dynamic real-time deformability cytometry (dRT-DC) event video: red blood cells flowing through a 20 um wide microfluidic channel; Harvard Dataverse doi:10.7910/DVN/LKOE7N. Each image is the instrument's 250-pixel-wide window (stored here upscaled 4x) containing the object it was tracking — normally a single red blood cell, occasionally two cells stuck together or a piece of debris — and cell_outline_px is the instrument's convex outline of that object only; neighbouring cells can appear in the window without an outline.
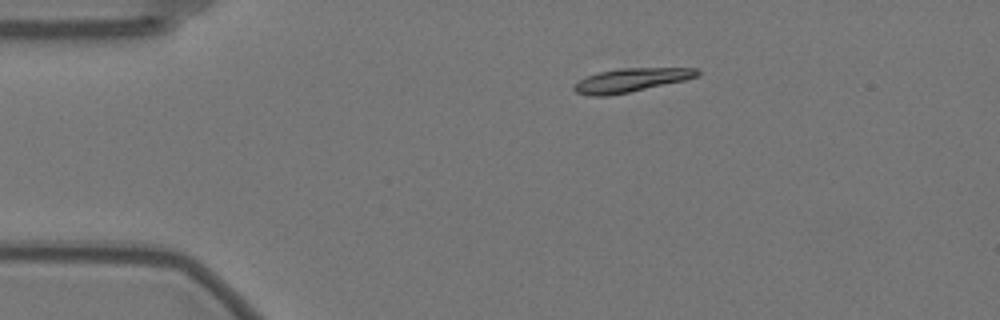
{"species": "Egyptian fruit bat (a non-hibernating species)", "species_latin": "Rousettus aegyptiacus", "temperature_condition": "warm", "stored_images_in_passage": 48, "camera_frame_rate_fps": 3000, "um_per_image_px": 0.085, "animal": {"sex": "female"}, "frame": {"image": 1, "passage_image": 1, "time_ms": 0.0, "image_size_px": [1000, 320], "cell_outline_px": [[700, 76], [684, 80], [628, 92], [608, 96], [588, 96], [576, 92], [572, 88], [572, 84], [588, 76], [600, 72], [620, 68], [700, 68]], "centroid_in_image_um": [53.63, 6.81], "position_along_channel_um": 31.4, "area_um2": 16.94}}
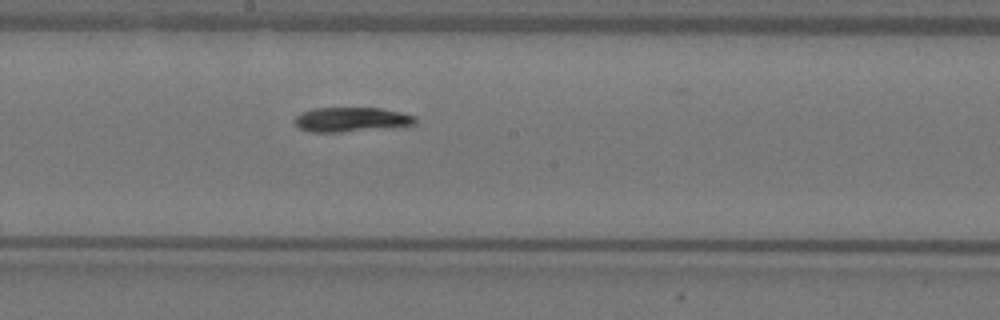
{"frame": {"image": 2, "passage_image": 21, "time_ms": 6.667, "image_size_px": [1000, 320], "cell_outline_px": [[416, 124], [340, 132], [312, 132], [300, 128], [292, 120], [300, 112], [312, 108], [380, 108], [400, 112], [416, 116]], "centroid_in_image_um": [29.8, 10.14], "position_along_channel_um": 218.4, "area_um2": 17.05}}
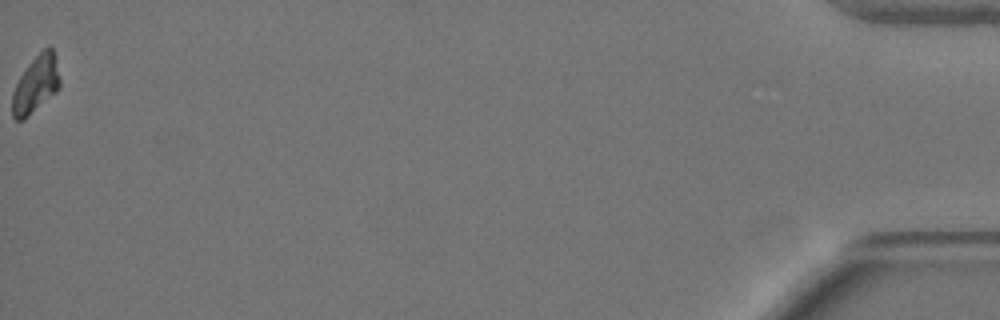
{"frame": {"image": 3, "passage_image": 48, "time_ms": 15.667, "image_size_px": [1000, 320], "cell_outline_px": [[60, 88], [56, 92], [28, 116], [20, 120], [16, 120], [12, 116], [12, 92], [20, 76], [28, 64], [48, 44], [52, 48], [56, 56], [60, 80]], "centroid_in_image_um": [3.06, 7.14], "position_along_channel_um": 432.1, "area_um2": 15.84}, "authors_computed_cell_mechanics": {"area_um2": 17.1377, "velocity_mm_per_s": 3.5146, "shape_relaxation_time_tau1_ms": 5.4103, "shape_relaxation_time_tau2_ms": 7.8867, "deformation_change_tau1": 0.1972, "deformation_change_tau2": 0.1358}}